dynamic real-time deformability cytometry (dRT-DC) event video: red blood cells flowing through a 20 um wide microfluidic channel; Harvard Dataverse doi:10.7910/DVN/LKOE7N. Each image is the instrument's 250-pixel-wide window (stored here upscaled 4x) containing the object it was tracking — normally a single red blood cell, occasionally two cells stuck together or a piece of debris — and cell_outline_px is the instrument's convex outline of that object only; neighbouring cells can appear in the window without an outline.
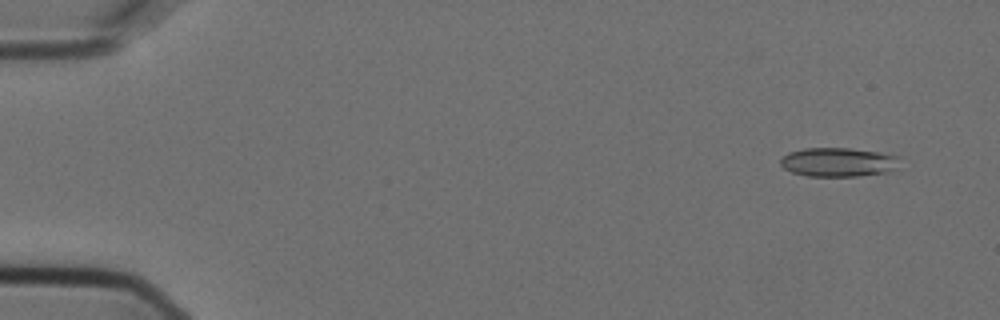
{"species": "Egyptian fruit bat (a non-hibernating species)", "species_latin": "Rousettus aegyptiacus", "temperature_condition": "cold", "stored_images_in_passage": 4, "camera_frame_rate_fps": 3000, "um_per_image_px": 0.085, "animal": {"sex": "female"}, "frame": {"image": 1, "passage_image": 1, "time_ms": 0.0, "image_size_px": [1000, 320], "cell_outline_px": [[900, 168], [888, 172], [860, 176], [808, 176], [792, 172], [784, 168], [780, 164], [780, 160], [788, 152], [804, 148], [848, 148], [880, 152], [900, 156]], "centroid_in_image_um": [71.32, 13.78], "position_along_channel_um": 13.7, "area_um2": 20.46}}
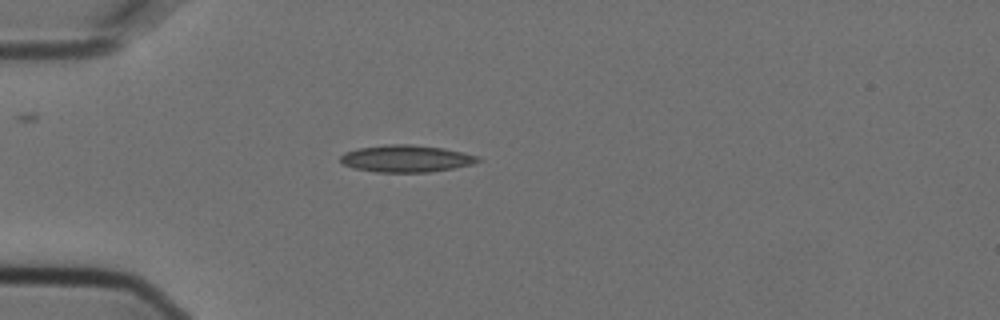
{"frame": {"image": 2, "passage_image": 3, "time_ms": 0.667, "image_size_px": [1000, 320], "cell_outline_px": [[480, 160], [472, 164], [452, 168], [428, 172], [376, 172], [352, 168], [344, 164], [340, 160], [340, 156], [344, 152], [360, 148], [384, 144], [412, 144], [444, 148], [464, 152], [480, 156]], "centroid_in_image_um": [34.52, 13.47], "position_along_channel_um": 50.5, "area_um2": 21.73}}